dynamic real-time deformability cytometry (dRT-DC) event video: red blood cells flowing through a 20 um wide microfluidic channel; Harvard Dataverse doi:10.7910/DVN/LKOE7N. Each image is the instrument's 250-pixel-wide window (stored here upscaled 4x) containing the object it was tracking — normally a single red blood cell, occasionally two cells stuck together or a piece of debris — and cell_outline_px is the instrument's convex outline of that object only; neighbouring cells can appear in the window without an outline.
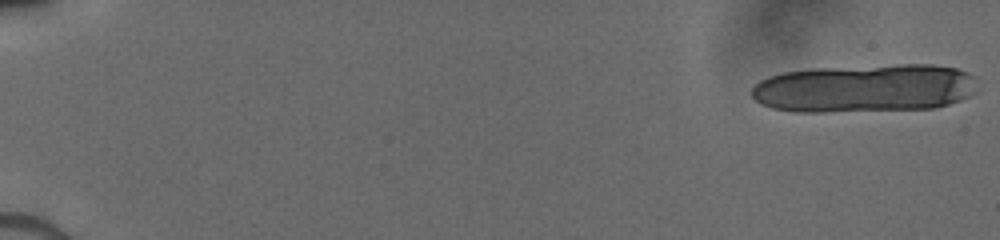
{"species": "human", "species_latin": "Homo sapiens", "temperature_condition": "cold", "stored_images_in_passage": 36, "camera_frame_rate_fps": 3000, "um_per_image_px": 0.085, "donor": {"sex": "male"}, "frame": {"image": 1, "passage_image": 1, "time_ms": 0.0, "image_size_px": [1000, 240], "cell_outline_px": [[976, 92], [960, 100], [936, 108], [824, 112], [796, 112], [772, 108], [760, 104], [752, 96], [752, 88], [760, 80], [768, 76], [784, 72], [816, 68], [900, 64], [932, 64], [956, 68], [968, 72], [972, 76]], "centroid_in_image_um": [73.49, 7.5], "position_along_channel_um": 11.5, "area_um2": 63.81}}
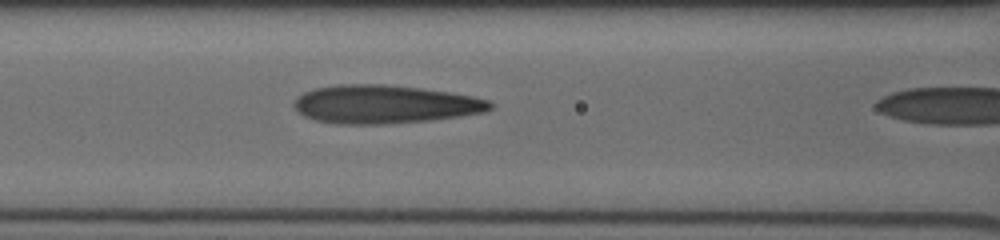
{"frame": {"image": 2, "passage_image": 35, "time_ms": 7.0, "image_size_px": [1000, 240], "cell_outline_px": [[492, 108], [484, 112], [432, 120], [384, 124], [336, 124], [316, 120], [304, 116], [292, 104], [296, 96], [304, 92], [316, 88], [340, 84], [380, 84], [420, 88], [448, 92], [472, 96], [488, 100], [492, 104]], "centroid_in_image_um": [32.66, 8.87], "position_along_channel_um": 133.9, "area_um2": 43.7}}